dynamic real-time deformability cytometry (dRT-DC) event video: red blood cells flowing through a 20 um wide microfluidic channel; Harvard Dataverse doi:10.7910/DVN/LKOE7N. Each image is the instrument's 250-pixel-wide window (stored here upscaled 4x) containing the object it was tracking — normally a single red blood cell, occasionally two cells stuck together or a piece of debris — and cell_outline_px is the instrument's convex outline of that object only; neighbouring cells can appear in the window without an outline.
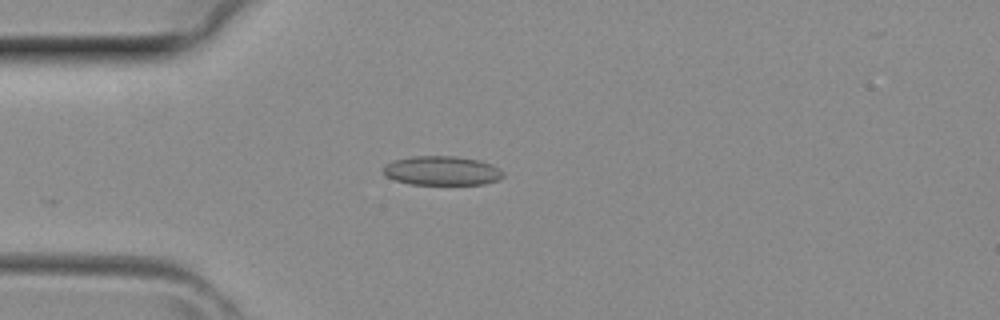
{"species": "common noctule bat (a hibernating species)", "species_latin": "Nyctalus noctula", "temperature_condition": "room temperature", "stored_images_in_passage": 1, "camera_frame_rate_fps": 3000, "um_per_image_px": 0.085, "animal": {"sex": "female", "body_mass_g": 29.2, "forearm_length_mm": 56.3}, "frame": {"image": 1, "passage_image": 1, "time_ms": 0.0, "image_size_px": [1000, 320], "cell_outline_px": [[504, 176], [496, 180], [484, 184], [408, 184], [396, 180], [388, 176], [384, 172], [384, 164], [392, 160], [412, 156], [456, 156], [480, 160], [492, 164], [500, 168], [504, 172]], "centroid_in_image_um": [37.58, 14.5], "position_along_channel_um": 47.4, "area_um2": 20.46}}